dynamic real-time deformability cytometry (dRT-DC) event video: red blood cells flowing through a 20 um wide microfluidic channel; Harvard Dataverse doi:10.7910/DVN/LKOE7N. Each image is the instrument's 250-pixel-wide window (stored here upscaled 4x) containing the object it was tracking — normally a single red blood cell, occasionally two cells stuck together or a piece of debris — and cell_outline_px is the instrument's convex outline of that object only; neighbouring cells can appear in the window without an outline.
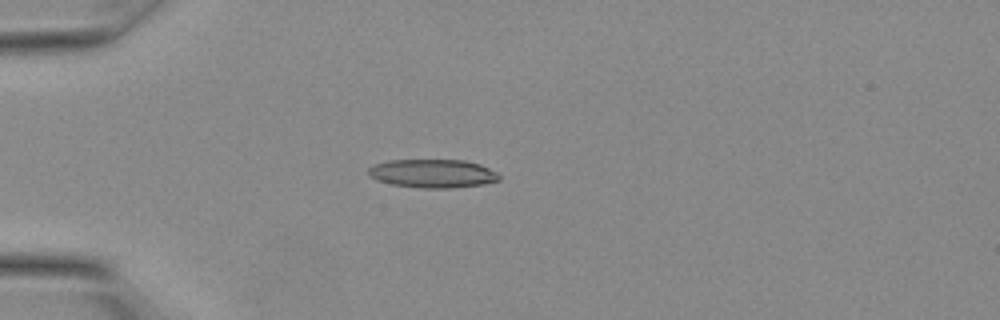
{"species": "Egyptian fruit bat (a non-hibernating species)", "species_latin": "Rousettus aegyptiacus", "temperature_condition": "warm", "stored_images_in_passage": 7, "camera_frame_rate_fps": 3000, "um_per_image_px": 0.085, "animal": {"sex": "female"}, "frame": {"image": 1, "passage_image": 4, "time_ms": 1.0, "image_size_px": [1000, 320], "cell_outline_px": [[500, 180], [484, 184], [452, 188], [420, 188], [392, 184], [376, 180], [368, 176], [368, 168], [372, 164], [388, 160], [464, 160], [480, 164], [496, 172], [500, 176]], "centroid_in_image_um": [36.75, 14.74], "position_along_channel_um": 48.3, "area_um2": 21.91}}
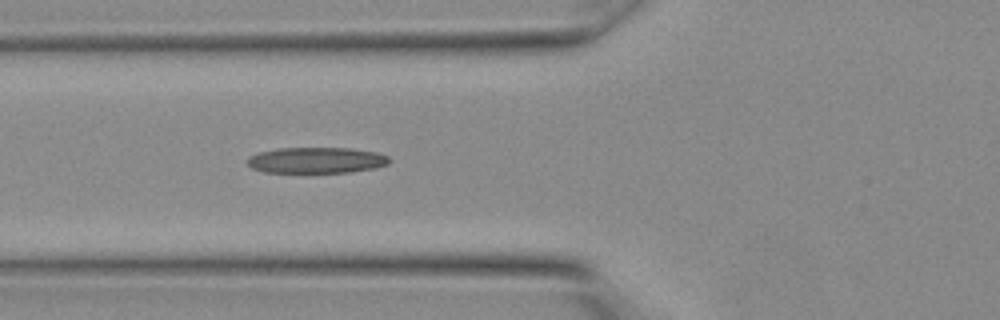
{"frame": {"image": 2, "passage_image": 7, "time_ms": 2.0, "image_size_px": [1000, 320], "cell_outline_px": [[388, 164], [376, 168], [348, 172], [264, 172], [252, 168], [248, 164], [248, 156], [260, 152], [280, 148], [348, 148], [376, 152], [388, 156]], "centroid_in_image_um": [26.89, 13.62], "position_along_channel_um": 98.9, "area_um2": 21.27}}